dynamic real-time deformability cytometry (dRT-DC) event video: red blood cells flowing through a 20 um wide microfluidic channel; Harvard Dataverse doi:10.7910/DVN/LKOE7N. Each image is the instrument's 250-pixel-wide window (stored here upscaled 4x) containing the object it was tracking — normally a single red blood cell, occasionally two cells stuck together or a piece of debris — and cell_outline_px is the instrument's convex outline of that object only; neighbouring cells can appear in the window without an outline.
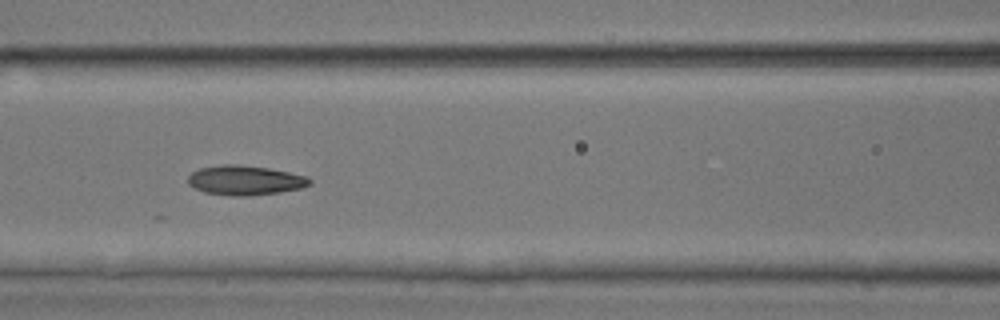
{"species": "common noctule bat (a hibernating species)", "species_latin": "Nyctalus noctula", "temperature_condition": "room temperature", "stored_images_in_passage": 28, "camera_frame_rate_fps": 3000, "um_per_image_px": 0.085, "animal": {"sex": "male", "body_mass_g": 17.9, "forearm_length_mm": 54.2}, "frame": {"image": 1, "passage_image": 8, "time_ms": 2.333, "image_size_px": [1000, 320], "cell_outline_px": [[312, 184], [300, 188], [280, 192], [248, 196], [232, 196], [204, 192], [188, 184], [188, 176], [192, 172], [200, 168], [224, 164], [236, 164], [268, 168], [308, 176], [312, 180]], "centroid_in_image_um": [20.85, 15.32], "position_along_channel_um": 145.8, "area_um2": 20.98}}
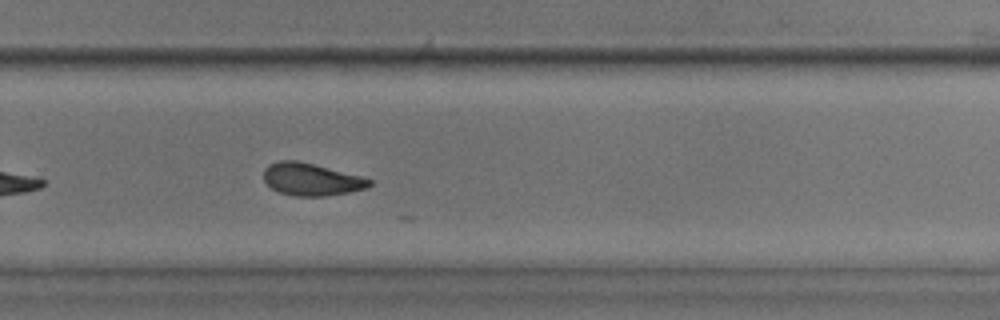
{"frame": {"image": 2, "passage_image": 20, "time_ms": 6.333, "image_size_px": [1000, 320], "cell_outline_px": [[372, 184], [364, 188], [348, 192], [324, 196], [292, 196], [280, 192], [272, 188], [264, 180], [264, 168], [268, 164], [280, 160], [296, 160], [360, 176], [372, 180]], "centroid_in_image_um": [26.41, 15.24], "position_along_channel_um": 303.4, "area_um2": 19.65}}
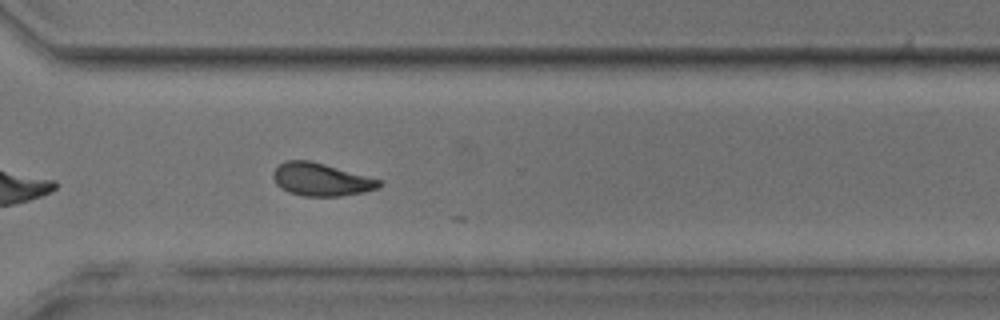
{"frame": {"image": 3, "passage_image": 23, "time_ms": 7.333, "image_size_px": [1000, 320], "cell_outline_px": [[384, 184], [380, 188], [364, 192], [340, 196], [304, 196], [288, 192], [280, 188], [276, 184], [272, 176], [272, 172], [284, 160], [308, 160], [324, 164], [380, 180]], "centroid_in_image_um": [27.27, 15.27], "position_along_channel_um": 343.3, "area_um2": 20.23}, "authors_computed_cell_mechanics": {"area_um2": 20.4901, "velocity_mm_per_s": 3.9607, "shape_relaxation_time_tau1_ms": 2.6223, "shape_relaxation_time_tau2_ms": 2.7938, "deformation_change_tau1": 0.1404, "deformation_change_tau2": 0.0975}}